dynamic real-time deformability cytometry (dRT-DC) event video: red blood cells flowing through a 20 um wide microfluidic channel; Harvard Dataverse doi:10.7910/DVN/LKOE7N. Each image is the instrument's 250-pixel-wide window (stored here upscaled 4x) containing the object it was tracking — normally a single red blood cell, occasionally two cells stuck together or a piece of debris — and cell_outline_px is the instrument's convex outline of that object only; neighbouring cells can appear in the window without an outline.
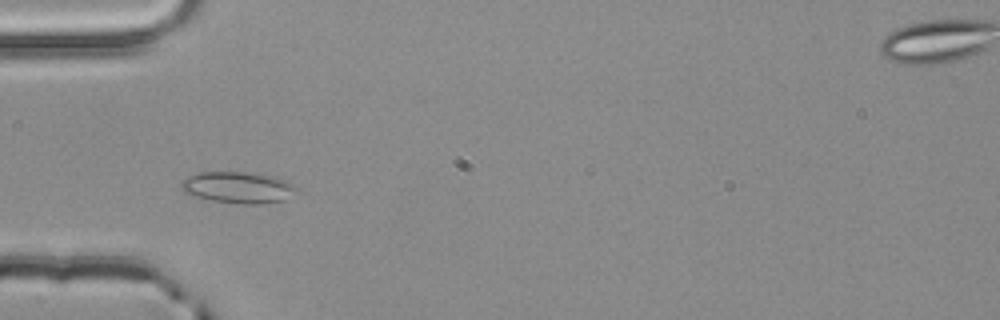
{"species": "common noctule bat (a hibernating species)", "species_latin": "Nyctalus noctula", "temperature_condition": "room temperature", "stored_images_in_passage": 2, "camera_frame_rate_fps": 3000, "um_per_image_px": 0.085, "animal": {"sex": "male", "body_mass_g": 20.4}, "frame": {"image": 1, "passage_image": 2, "time_ms": 0.333, "image_size_px": [1000, 320], "cell_outline_px": [[300, 188], [284, 200], [260, 204], [244, 204], [212, 200], [196, 196], [184, 192], [180, 188], [180, 180], [188, 176], [200, 172], [244, 172], [272, 176], [284, 180]], "centroid_in_image_um": [20.2, 15.93], "position_along_channel_um": 64.8, "area_um2": 20.98}}